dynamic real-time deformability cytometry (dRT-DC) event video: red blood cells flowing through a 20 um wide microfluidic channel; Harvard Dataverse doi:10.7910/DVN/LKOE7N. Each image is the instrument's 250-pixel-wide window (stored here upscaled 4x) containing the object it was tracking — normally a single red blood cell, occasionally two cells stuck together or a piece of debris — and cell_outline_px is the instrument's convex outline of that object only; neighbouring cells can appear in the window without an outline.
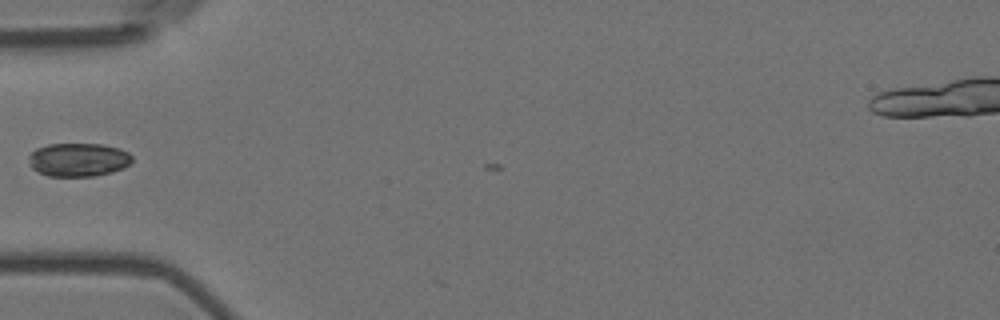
{"species": "Egyptian fruit bat (a non-hibernating species)", "species_latin": "Rousettus aegyptiacus", "temperature_condition": "room temperature", "stored_images_in_passage": 2, "camera_frame_rate_fps": 3000, "um_per_image_px": 0.085, "animal": {"sex": "female"}, "frame": {"image": 1, "passage_image": 1, "time_ms": 0.0, "image_size_px": [1000, 320], "cell_outline_px": [[132, 160], [124, 168], [112, 172], [96, 176], [48, 176], [32, 168], [28, 164], [28, 156], [36, 148], [48, 144], [100, 144], [120, 148], [128, 152], [132, 156]], "centroid_in_image_um": [6.65, 13.57], "position_along_channel_um": 78.3, "area_um2": 20.29}}